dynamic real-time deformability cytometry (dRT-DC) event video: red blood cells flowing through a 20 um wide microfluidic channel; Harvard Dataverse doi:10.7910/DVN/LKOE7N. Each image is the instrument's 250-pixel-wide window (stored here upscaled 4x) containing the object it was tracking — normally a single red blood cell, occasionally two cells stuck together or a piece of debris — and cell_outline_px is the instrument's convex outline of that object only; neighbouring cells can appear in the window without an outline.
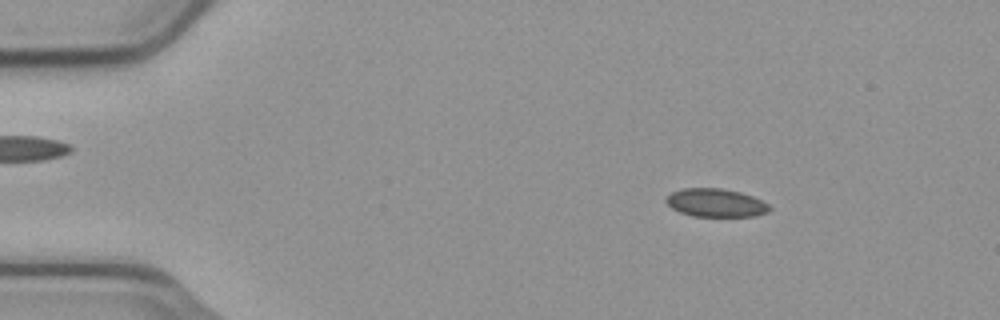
{"species": "common noctule bat (a hibernating species)", "species_latin": "Nyctalus noctula", "temperature_condition": "cold", "stored_images_in_passage": 55, "camera_frame_rate_fps": 3000, "um_per_image_px": 0.085, "animal": {"sex": "male", "body_mass_g": 23.1, "forearm_length_mm": 52.7}, "frame": {"image": 1, "passage_image": 8, "time_ms": 2.333, "image_size_px": [1000, 320], "cell_outline_px": [[772, 208], [768, 212], [756, 216], [692, 216], [680, 212], [672, 208], [664, 200], [672, 192], [680, 188], [720, 188], [740, 192], [752, 196], [768, 204]], "centroid_in_image_um": [60.84, 17.24], "position_along_channel_um": 24.2, "area_um2": 16.99}}
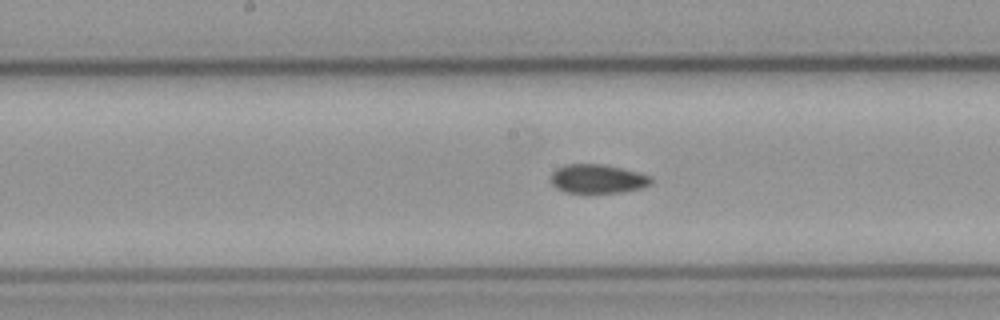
{"frame": {"image": 2, "passage_image": 28, "time_ms": 9.0, "image_size_px": [1000, 320], "cell_outline_px": [[652, 184], [640, 188], [624, 192], [564, 192], [556, 188], [548, 180], [552, 172], [556, 168], [564, 164], [604, 164], [652, 176]], "centroid_in_image_um": [50.75, 15.19], "position_along_channel_um": 197.4, "area_um2": 16.99}}
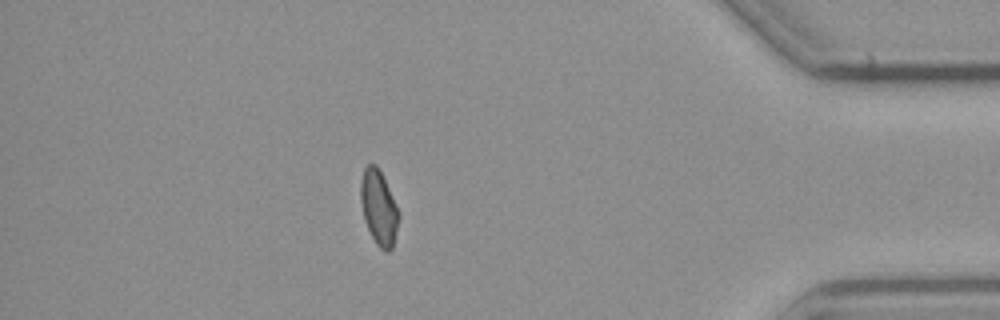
{"frame": {"image": 3, "passage_image": 48, "time_ms": 15.667, "image_size_px": [1000, 320], "cell_outline_px": [[400, 216], [392, 248], [388, 252], [384, 252], [376, 244], [364, 220], [360, 200], [360, 180], [364, 168], [368, 164], [376, 164], [400, 212]], "centroid_in_image_um": [32.19, 17.66], "position_along_channel_um": 403.0, "area_um2": 16.53}, "authors_computed_cell_mechanics": {"area_um2": 17.051, "velocity_mm_per_s": 3.7406, "shape_relaxation_time_tau1_ms": null, "shape_relaxation_time_tau2_ms": 8.661, "deformation_change_tau1": null, "deformation_change_tau2": 0.104}}